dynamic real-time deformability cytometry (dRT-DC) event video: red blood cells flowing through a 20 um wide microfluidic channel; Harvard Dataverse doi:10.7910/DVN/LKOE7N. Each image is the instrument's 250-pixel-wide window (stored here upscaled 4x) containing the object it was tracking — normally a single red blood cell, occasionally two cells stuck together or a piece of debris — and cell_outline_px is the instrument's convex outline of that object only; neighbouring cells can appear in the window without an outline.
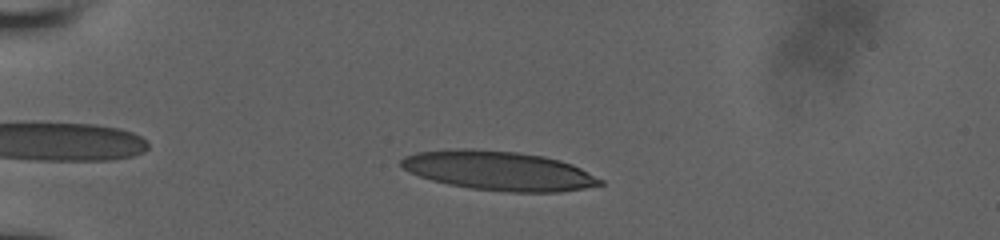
{"species": "human", "species_latin": "Homo sapiens", "temperature_condition": "room temperature", "stored_images_in_passage": 45, "camera_frame_rate_fps": 3000, "um_per_image_px": 0.085, "donor": {"sex": "male"}, "frame": {"image": 1, "passage_image": 5, "time_ms": 1.333, "image_size_px": [1000, 240], "cell_outline_px": [[604, 184], [584, 188], [556, 192], [512, 192], [472, 188], [448, 184], [432, 180], [420, 176], [404, 168], [400, 164], [400, 160], [404, 156], [416, 152], [456, 148], [468, 148], [516, 152], [544, 156], [560, 160], [572, 164], [604, 180]], "centroid_in_image_um": [42.4, 14.5], "position_along_channel_um": 42.6, "area_um2": 45.32}}
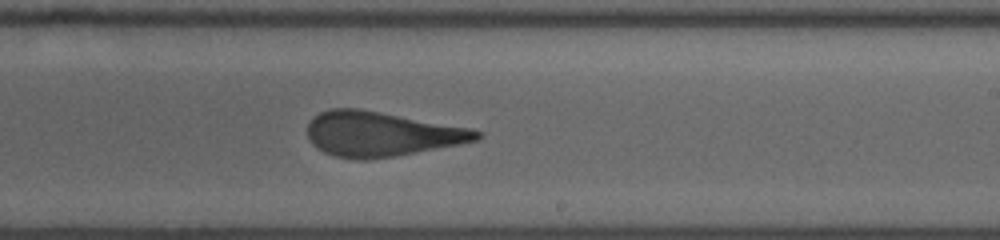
{"frame": {"image": 2, "passage_image": 25, "time_ms": 8.0, "image_size_px": [1000, 240], "cell_outline_px": [[484, 136], [480, 140], [392, 156], [364, 160], [360, 160], [336, 156], [324, 152], [316, 148], [312, 144], [308, 136], [308, 120], [320, 112], [328, 108], [360, 108], [472, 128], [484, 132]], "centroid_in_image_um": [32.4, 11.37], "position_along_channel_um": 256.6, "area_um2": 44.22}}
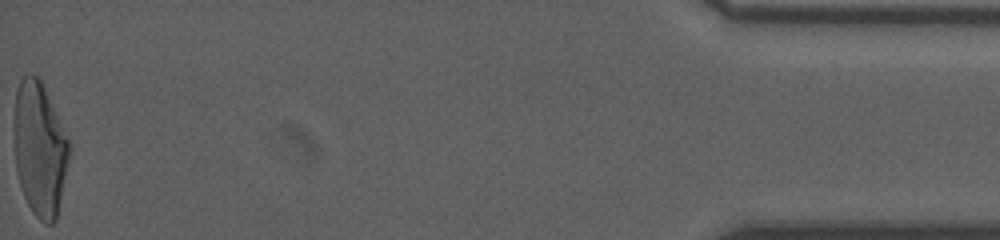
{"frame": {"image": 3, "passage_image": 45, "time_ms": 14.667, "image_size_px": [1000, 240], "cell_outline_px": [[72, 148], [56, 220], [52, 224], [44, 224], [32, 212], [24, 196], [16, 172], [12, 132], [12, 120], [16, 92], [20, 80], [24, 76], [32, 72], [40, 80], [72, 144]], "centroid_in_image_um": [3.36, 12.66], "position_along_channel_um": 431.8, "area_um2": 43.99}, "authors_computed_cell_mechanics": {"area_um2": 44.506, "velocity_mm_per_s": 3.9364, "shape_relaxation_time_tau1_ms": 7.6945, "shape_relaxation_time_tau2_ms": 1.1646, "deformation_change_tau1": 0.2852, "deformation_change_tau2": 0.1129}}